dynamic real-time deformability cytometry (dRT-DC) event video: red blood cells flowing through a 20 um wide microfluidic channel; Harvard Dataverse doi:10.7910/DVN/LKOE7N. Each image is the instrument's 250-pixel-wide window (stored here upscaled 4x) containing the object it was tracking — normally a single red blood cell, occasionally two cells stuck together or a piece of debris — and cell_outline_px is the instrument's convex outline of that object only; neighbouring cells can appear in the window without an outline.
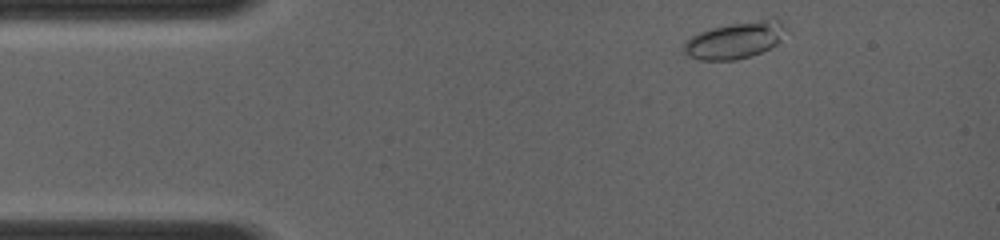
{"species": "common noctule bat (a hibernating species)", "species_latin": "Nyctalus noctula", "temperature_condition": "room temperature", "stored_images_in_passage": 13, "camera_frame_rate_fps": 4000, "um_per_image_px": 0.085, "animal": {"sex": "female", "body_mass_g": 19.0, "forearm_length_mm": 56.7}, "frame": {"image": 1, "passage_image": 1, "time_ms": 0.0, "image_size_px": [1000, 240], "cell_outline_px": [[784, 28], [780, 40], [776, 44], [760, 52], [736, 60], [700, 60], [688, 56], [680, 52], [684, 40], [700, 32], [712, 28], [772, 16], [776, 16], [780, 20]], "centroid_in_image_um": [62.42, 3.4], "position_along_channel_um": 22.6, "area_um2": 21.91}}